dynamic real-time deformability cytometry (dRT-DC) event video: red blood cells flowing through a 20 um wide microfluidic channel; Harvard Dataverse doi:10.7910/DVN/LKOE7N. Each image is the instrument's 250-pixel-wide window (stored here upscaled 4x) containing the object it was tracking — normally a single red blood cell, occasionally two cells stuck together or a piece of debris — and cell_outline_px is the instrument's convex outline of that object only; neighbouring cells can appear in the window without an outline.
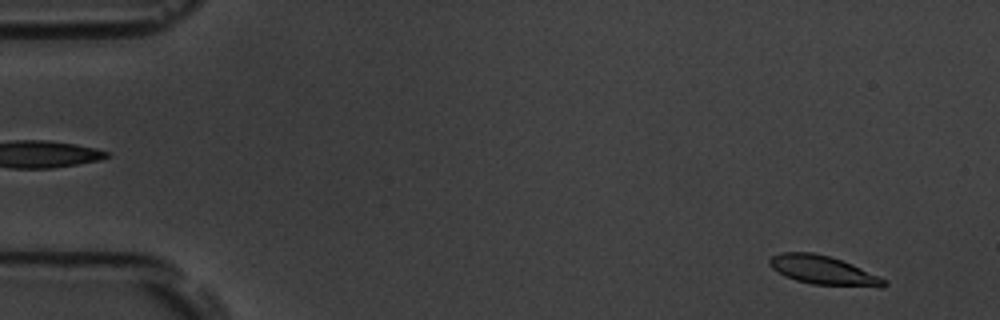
{"species": "common noctule bat (a hibernating species)", "species_latin": "Nyctalus noctula", "temperature_condition": "room temperature", "stored_images_in_passage": 54, "camera_frame_rate_fps": 3000, "um_per_image_px": 0.085, "animal": {"sex": "male", "body_mass_g": 19.5, "forearm_length_mm": 54.6}, "frame": {"image": 1, "passage_image": 1, "time_ms": 0.0, "image_size_px": [1000, 320], "cell_outline_px": [[888, 284], [880, 288], [812, 284], [796, 280], [784, 276], [772, 268], [768, 264], [768, 260], [772, 256], [780, 252], [812, 252], [828, 256], [852, 264], [884, 280]], "centroid_in_image_um": [69.92, 22.98], "position_along_channel_um": 15.1, "area_um2": 19.13}}
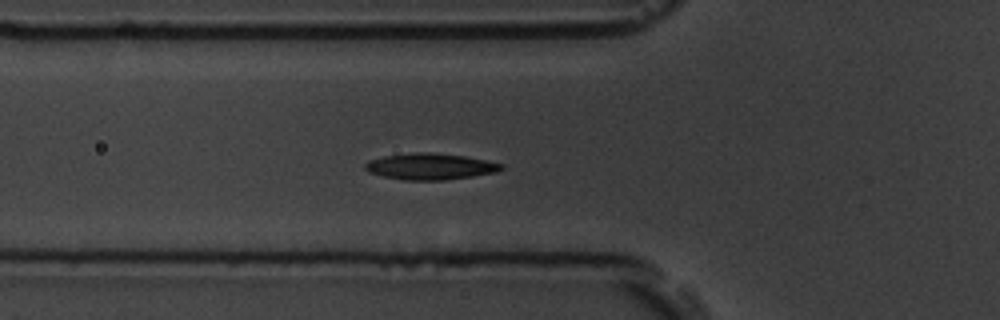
{"frame": {"image": 2, "passage_image": 17, "time_ms": 5.333, "image_size_px": [1000, 320], "cell_outline_px": [[504, 168], [496, 172], [472, 176], [444, 180], [404, 180], [384, 176], [368, 172], [364, 168], [364, 164], [368, 160], [384, 156], [416, 152], [428, 152], [464, 156], [504, 164]], "centroid_in_image_um": [36.55, 14.15], "position_along_channel_um": 89.3, "area_um2": 20.75}}
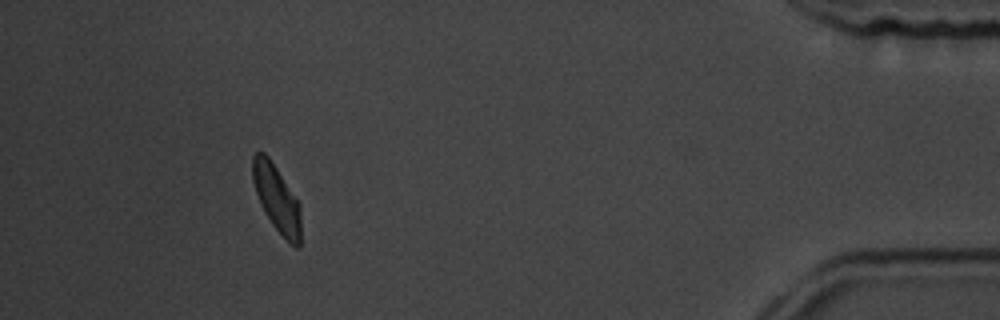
{"frame": {"image": 3, "passage_image": 49, "time_ms": 16.0, "image_size_px": [1000, 320], "cell_outline_px": [[300, 248], [296, 248], [288, 244], [272, 224], [260, 204], [252, 180], [252, 156], [256, 152], [264, 152], [268, 156], [300, 204]], "centroid_in_image_um": [23.52, 16.91], "position_along_channel_um": 411.7, "area_um2": 18.79}, "authors_computed_cell_mechanics": {"area_um2": 19.7098, "velocity_mm_per_s": 3.5902, "shape_relaxation_time_tau1_ms": 3.1112, "shape_relaxation_time_tau2_ms": 2.6875, "deformation_change_tau1": 0.1457, "deformation_change_tau2": 0.0561}}